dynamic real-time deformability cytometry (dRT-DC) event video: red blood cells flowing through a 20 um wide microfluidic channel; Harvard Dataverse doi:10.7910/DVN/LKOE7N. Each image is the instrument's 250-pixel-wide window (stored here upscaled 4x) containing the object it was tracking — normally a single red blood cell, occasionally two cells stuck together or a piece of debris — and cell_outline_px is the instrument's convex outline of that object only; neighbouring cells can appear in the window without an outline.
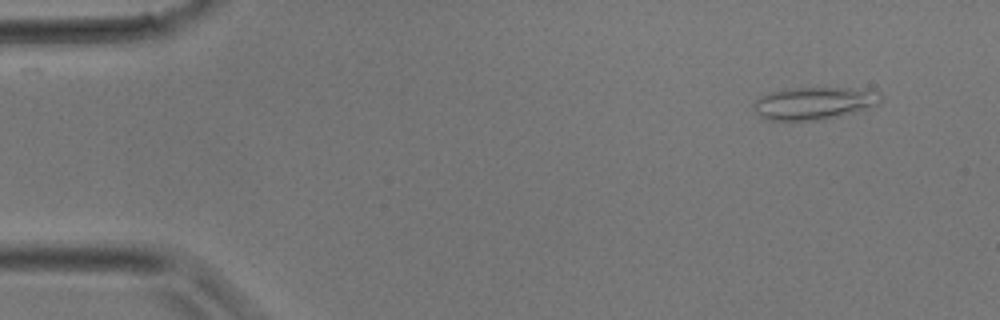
{"species": "common noctule bat (a hibernating species)", "species_latin": "Nyctalus noctula", "temperature_condition": "room temperature", "stored_images_in_passage": 11, "camera_frame_rate_fps": 3000, "um_per_image_px": 0.085, "animal": {"sex": "male", "body_mass_g": 17.9}, "frame": {"image": 1, "passage_image": 1, "time_ms": 0.0, "image_size_px": [1000, 320], "cell_outline_px": [[884, 96], [880, 104], [836, 116], [820, 120], [768, 120], [760, 116], [756, 112], [756, 100], [768, 92], [784, 88], [848, 88], [880, 92]], "centroid_in_image_um": [69.21, 8.76], "position_along_channel_um": 15.8, "area_um2": 23.76}}